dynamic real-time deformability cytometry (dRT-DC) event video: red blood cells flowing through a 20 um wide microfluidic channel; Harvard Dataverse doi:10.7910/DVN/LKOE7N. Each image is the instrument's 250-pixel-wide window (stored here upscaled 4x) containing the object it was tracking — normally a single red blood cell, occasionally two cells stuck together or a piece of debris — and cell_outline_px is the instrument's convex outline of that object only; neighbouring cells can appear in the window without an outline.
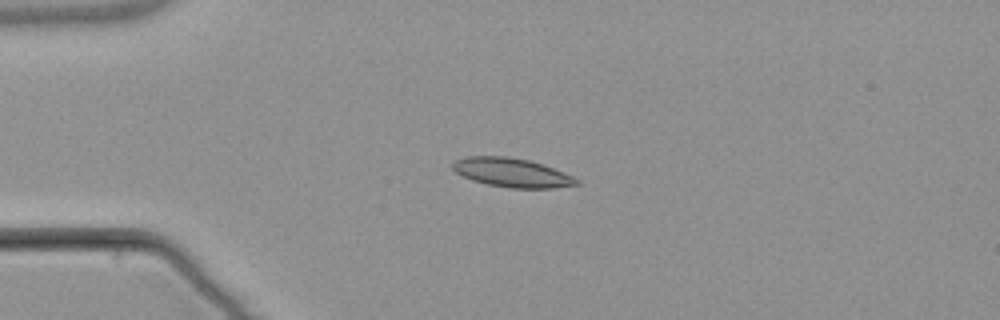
{"species": "common noctule bat (a hibernating species)", "species_latin": "Nyctalus noctula", "temperature_condition": "warm", "stored_images_in_passage": 4, "camera_frame_rate_fps": 3000, "um_per_image_px": 0.085, "animal": {"sex": "male", "body_mass_g": 21.5, "forearm_length_mm": 52.0}, "frame": {"image": 1, "passage_image": 4, "time_ms": 3.667, "image_size_px": [1000, 320], "cell_outline_px": [[580, 184], [552, 188], [508, 188], [488, 184], [472, 180], [456, 172], [452, 168], [452, 164], [456, 160], [464, 156], [508, 156], [528, 160], [564, 172], [580, 180]], "centroid_in_image_um": [43.5, 14.67], "position_along_channel_um": 41.5, "area_um2": 20.81}}